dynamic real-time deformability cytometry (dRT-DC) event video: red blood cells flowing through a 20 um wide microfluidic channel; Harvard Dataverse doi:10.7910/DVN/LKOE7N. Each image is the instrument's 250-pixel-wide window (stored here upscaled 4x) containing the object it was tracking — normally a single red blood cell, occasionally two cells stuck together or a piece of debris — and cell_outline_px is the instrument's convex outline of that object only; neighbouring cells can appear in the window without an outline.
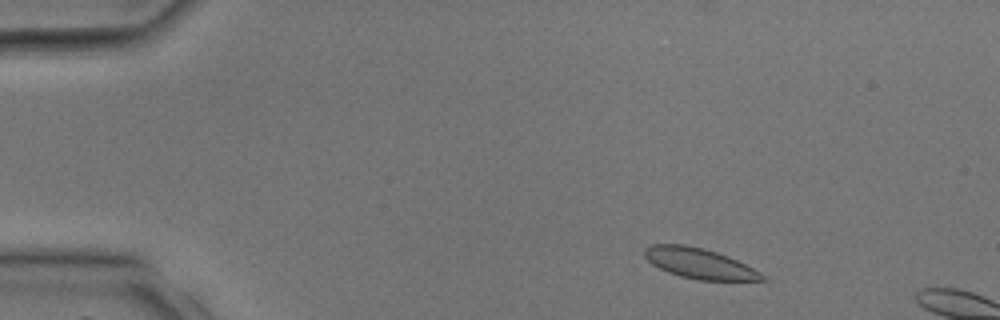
{"species": "common noctule bat (a hibernating species)", "species_latin": "Nyctalus noctula", "temperature_condition": "room temperature", "stored_images_in_passage": 6, "camera_frame_rate_fps": 3000, "um_per_image_px": 0.085, "animal": {"sex": "male", "body_mass_g": 17.9, "forearm_length_mm": 54.2}, "frame": {"image": 1, "passage_image": 3, "time_ms": 0.667, "image_size_px": [1000, 320], "cell_outline_px": [[768, 280], [696, 280], [680, 276], [668, 272], [652, 264], [644, 256], [644, 248], [652, 244], [684, 244], [704, 248], [728, 256], [760, 272]], "centroid_in_image_um": [59.41, 22.38], "position_along_channel_um": 25.6, "area_um2": 20.69}}